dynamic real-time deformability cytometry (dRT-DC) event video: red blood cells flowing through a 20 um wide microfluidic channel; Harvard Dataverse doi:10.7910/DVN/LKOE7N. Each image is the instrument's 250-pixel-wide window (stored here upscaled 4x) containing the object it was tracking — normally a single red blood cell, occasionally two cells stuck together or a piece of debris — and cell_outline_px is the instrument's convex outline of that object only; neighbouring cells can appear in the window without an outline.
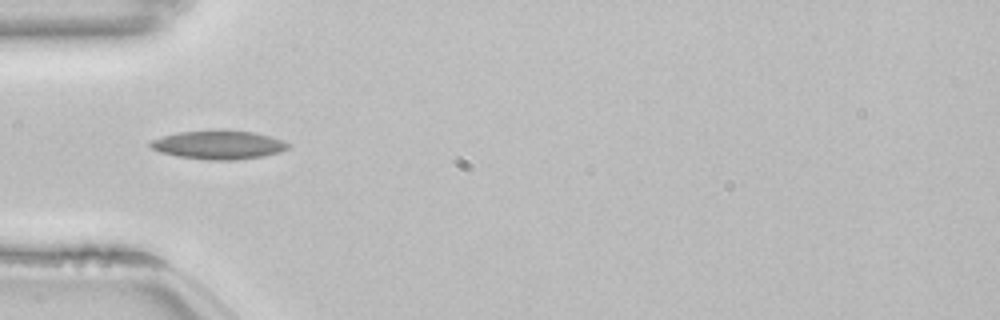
{"species": "common noctule bat (a hibernating species)", "species_latin": "Nyctalus noctula", "temperature_condition": "room temperature", "stored_images_in_passage": 30, "camera_frame_rate_fps": 3000, "um_per_image_px": 0.085, "animal": {"sex": "female", "body_mass_g": 22.7, "forearm_length_mm": 54.2}, "frame": {"image": 1, "passage_image": 1, "time_ms": 0.0, "image_size_px": [1000, 320], "cell_outline_px": [[292, 144], [288, 148], [280, 152], [264, 156], [236, 160], [208, 160], [176, 156], [160, 152], [152, 148], [148, 144], [152, 140], [164, 136], [180, 132], [256, 132]], "centroid_in_image_um": [18.59, 12.35], "position_along_channel_um": 66.4, "area_um2": 22.31}}
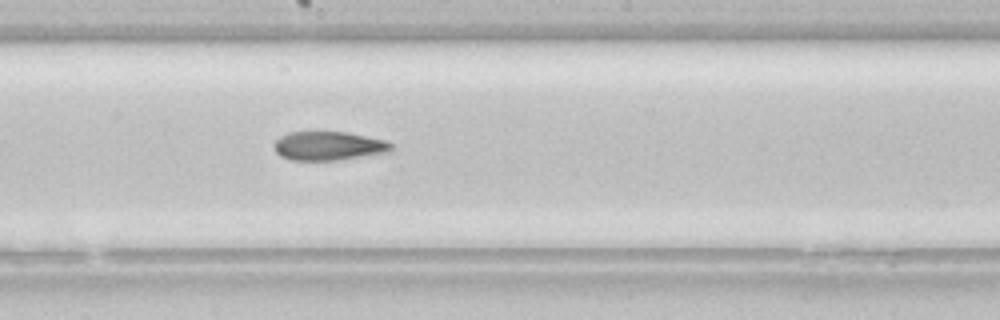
{"frame": {"image": 2, "passage_image": 13, "time_ms": 4.0, "image_size_px": [1000, 320], "cell_outline_px": [[392, 148], [384, 152], [336, 160], [292, 160], [280, 156], [276, 152], [272, 144], [280, 136], [288, 132], [348, 132], [384, 140], [392, 144]], "centroid_in_image_um": [27.84, 12.39], "position_along_channel_um": 220.4, "area_um2": 19.42}, "authors_computed_cell_mechanics": {"area_um2": 20.3456, "velocity_mm_per_s": 3.8571, "shape_relaxation_time_tau1_ms": null, "shape_relaxation_time_tau2_ms": 3.9017, "deformation_change_tau1": null, "deformation_change_tau2": 0.1219}}